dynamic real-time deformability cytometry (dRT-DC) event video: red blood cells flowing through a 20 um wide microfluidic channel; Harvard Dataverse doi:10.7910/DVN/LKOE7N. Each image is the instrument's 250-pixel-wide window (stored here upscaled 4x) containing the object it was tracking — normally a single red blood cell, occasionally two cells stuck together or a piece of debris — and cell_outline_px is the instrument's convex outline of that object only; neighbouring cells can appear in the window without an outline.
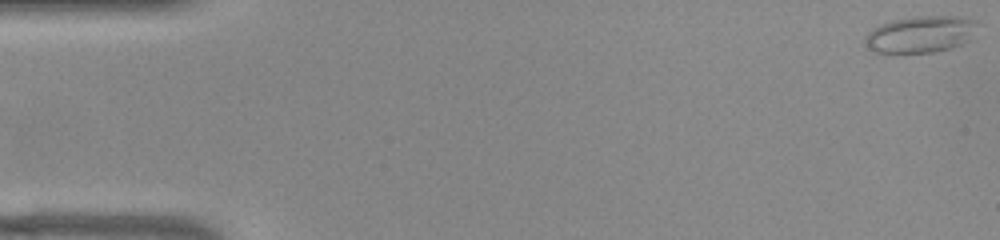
{"species": "common noctule bat (a hibernating species)", "species_latin": "Nyctalus noctula", "temperature_condition": "warm", "stored_images_in_passage": 46, "camera_frame_rate_fps": 3000, "um_per_image_px": 0.085, "animal": {"sex": "female", "body_mass_g": 22.0, "forearm_length_mm": 56.7}, "frame": {"image": 1, "passage_image": 1, "time_ms": 0.0, "image_size_px": [1000, 240], "cell_outline_px": [[976, 20], [972, 40], [948, 48], [932, 52], [876, 52], [864, 40], [864, 36], [872, 28], [880, 24], [892, 20], [916, 16], [960, 16]], "centroid_in_image_um": [78.26, 2.89], "position_along_channel_um": 6.7, "area_um2": 23.76}}
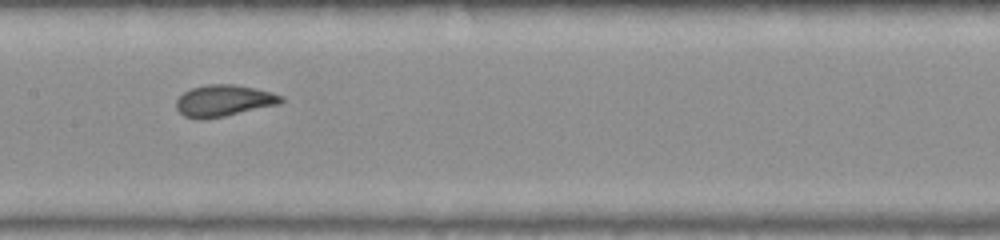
{"frame": {"image": 2, "passage_image": 26, "time_ms": 8.333, "image_size_px": [1000, 240], "cell_outline_px": [[284, 100], [280, 104], [224, 116], [204, 120], [196, 120], [184, 116], [176, 108], [176, 100], [184, 92], [192, 88], [208, 84], [232, 84], [252, 88], [284, 96]], "centroid_in_image_um": [18.99, 8.57], "position_along_channel_um": 188.4, "area_um2": 19.19}}
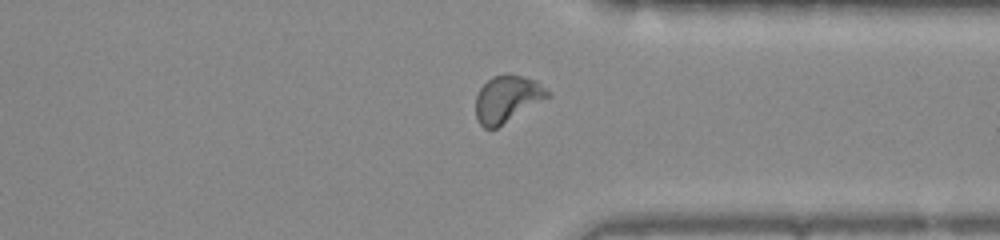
{"frame": {"image": 3, "passage_image": 40, "time_ms": 13.0, "image_size_px": [1000, 240], "cell_outline_px": [[552, 96], [496, 128], [484, 128], [480, 124], [476, 116], [476, 96], [480, 88], [492, 76], [504, 72], [508, 72], [524, 76], [536, 80], [552, 92]], "centroid_in_image_um": [43.16, 8.36], "position_along_channel_um": 368.2, "area_um2": 20.0}}